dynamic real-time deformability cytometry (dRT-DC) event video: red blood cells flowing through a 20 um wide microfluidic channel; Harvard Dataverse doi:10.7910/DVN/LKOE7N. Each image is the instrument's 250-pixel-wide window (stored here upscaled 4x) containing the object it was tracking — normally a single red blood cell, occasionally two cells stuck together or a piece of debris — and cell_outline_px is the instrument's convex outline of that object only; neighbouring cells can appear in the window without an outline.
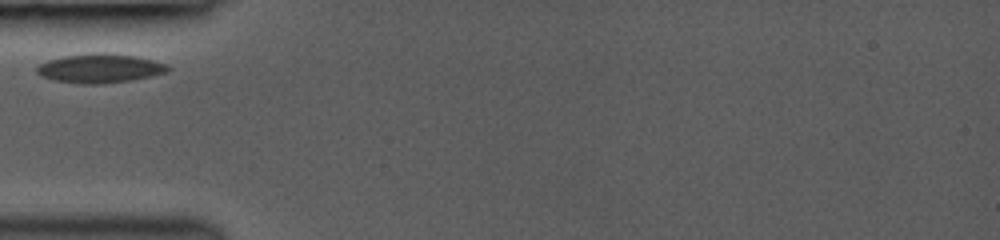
{"species": "common noctule bat (a hibernating species)", "species_latin": "Nyctalus noctula", "temperature_condition": "room temperature", "stored_images_in_passage": 27, "camera_frame_rate_fps": 3000, "um_per_image_px": 0.085, "animal": {"sex": "female", "body_mass_g": 19.0, "forearm_length_mm": 53.3}, "frame": {"image": 1, "passage_image": 1, "time_ms": 0.0, "image_size_px": [1000, 240], "cell_outline_px": [[168, 72], [152, 76], [132, 80], [100, 84], [84, 84], [52, 80], [36, 72], [36, 68], [40, 64], [48, 60], [64, 56], [92, 52], [96, 52], [136, 56], [168, 64]], "centroid_in_image_um": [8.5, 5.81], "position_along_channel_um": 76.5, "area_um2": 22.14}}
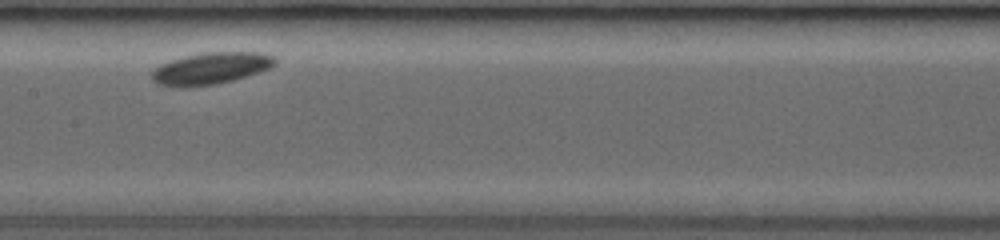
{"frame": {"image": 2, "passage_image": 11, "time_ms": 3.0, "image_size_px": [1000, 240], "cell_outline_px": [[276, 64], [268, 68], [232, 80], [216, 84], [184, 88], [172, 88], [156, 84], [152, 80], [152, 72], [160, 64], [184, 56], [204, 52], [260, 52], [272, 56], [276, 60]], "centroid_in_image_um": [17.84, 5.83], "position_along_channel_um": 189.6, "area_um2": 22.83}}
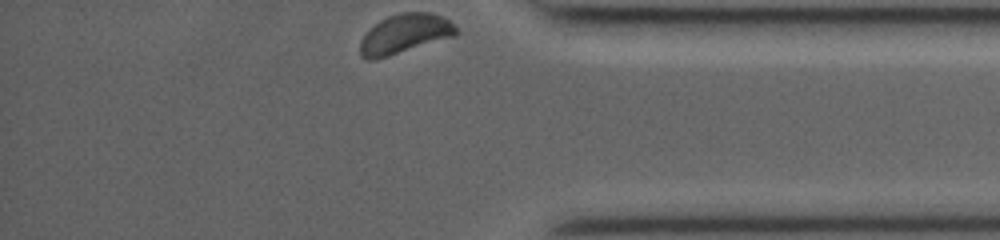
{"frame": {"image": 3, "passage_image": 26, "time_ms": 8.667, "image_size_px": [1000, 240], "cell_outline_px": [[460, 32], [456, 36], [376, 60], [368, 60], [360, 56], [360, 40], [380, 20], [388, 16], [400, 12], [432, 12], [448, 20]], "centroid_in_image_um": [34.41, 2.89], "position_along_channel_um": 400.8, "area_um2": 22.08}}